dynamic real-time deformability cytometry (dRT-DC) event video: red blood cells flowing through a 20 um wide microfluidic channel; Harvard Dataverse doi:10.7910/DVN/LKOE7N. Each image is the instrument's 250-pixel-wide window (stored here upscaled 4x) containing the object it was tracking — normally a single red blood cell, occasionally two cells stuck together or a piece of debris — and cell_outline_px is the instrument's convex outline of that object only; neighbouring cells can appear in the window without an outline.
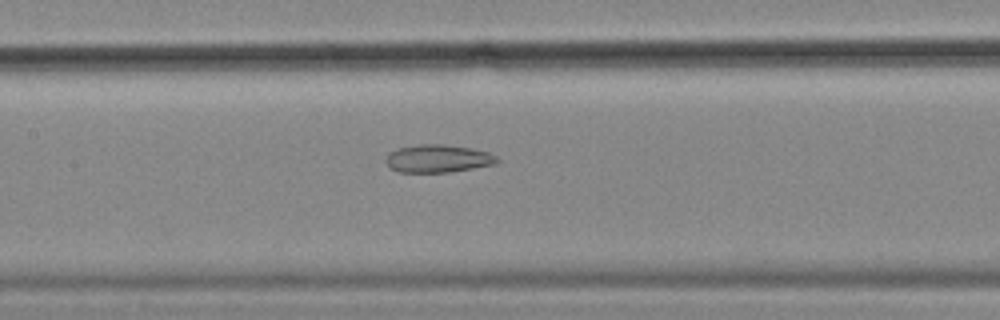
{"species": "common noctule bat (a hibernating species)", "species_latin": "Nyctalus noctula", "temperature_condition": "cold", "stored_images_in_passage": 44, "camera_frame_rate_fps": 3000, "um_per_image_px": 0.085, "animal": {"sex": "female", "body_mass_g": 18.4}, "frame": {"image": 1, "passage_image": 14, "time_ms": 4.333, "image_size_px": [1000, 320], "cell_outline_px": [[500, 160], [496, 164], [448, 172], [396, 172], [384, 160], [388, 152], [400, 148], [416, 144], [444, 144], [472, 148], [488, 152], [496, 156]], "centroid_in_image_um": [37.22, 13.47], "position_along_channel_um": 170.2, "area_um2": 18.09}}
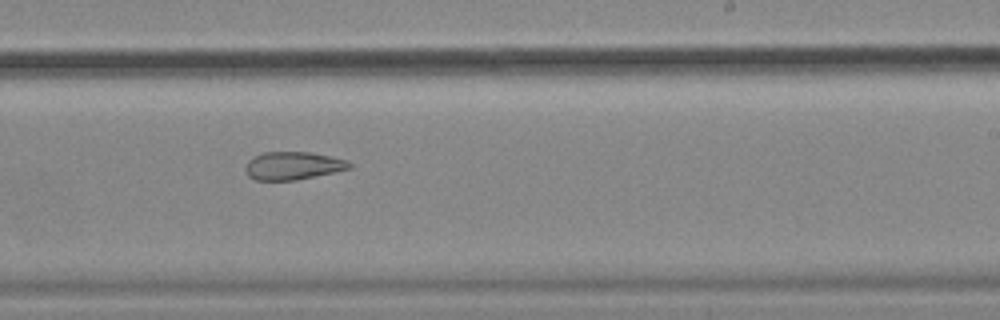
{"frame": {"image": 2, "passage_image": 22, "time_ms": 7.0, "image_size_px": [1000, 320], "cell_outline_px": [[352, 168], [336, 172], [296, 180], [256, 180], [248, 176], [244, 168], [248, 160], [264, 152], [312, 152], [348, 160], [352, 164]], "centroid_in_image_um": [24.93, 14.09], "position_along_channel_um": 264.1, "area_um2": 17.05}}
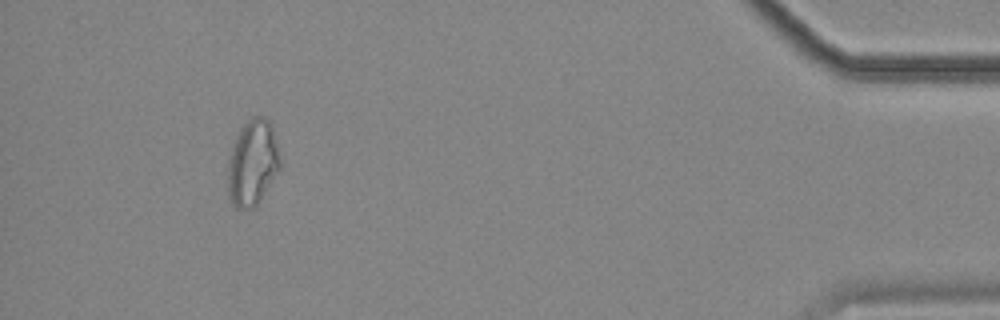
{"frame": {"image": 3, "passage_image": 40, "time_ms": 13.0, "image_size_px": [1000, 320], "cell_outline_px": [[280, 168], [256, 204], [252, 208], [236, 208], [232, 204], [228, 196], [228, 156], [232, 144], [240, 128], [252, 116], [264, 116], [272, 124], [280, 152]], "centroid_in_image_um": [21.46, 13.79], "position_along_channel_um": 413.7, "area_um2": 26.24}, "authors_computed_cell_mechanics": {"area_um2": 20.8658, "velocity_mm_per_s": 3.5465, "shape_relaxation_time_tau1_ms": null, "shape_relaxation_time_tau2_ms": 2.965, "deformation_change_tau1": null, "deformation_change_tau2": 0.108}}